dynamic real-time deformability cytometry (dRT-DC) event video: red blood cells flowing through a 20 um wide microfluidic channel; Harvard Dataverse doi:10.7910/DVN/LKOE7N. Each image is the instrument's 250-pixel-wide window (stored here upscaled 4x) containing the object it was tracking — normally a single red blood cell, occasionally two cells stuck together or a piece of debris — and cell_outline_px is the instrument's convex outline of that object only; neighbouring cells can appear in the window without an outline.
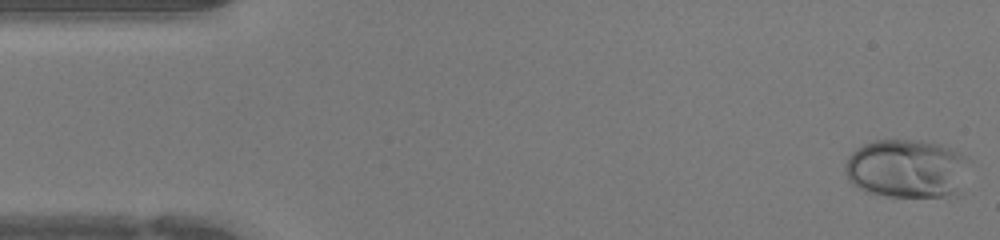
{"species": "human", "species_latin": "Homo sapiens", "temperature_condition": "warm", "stored_images_in_passage": 44, "camera_frame_rate_fps": 3000, "um_per_image_px": 0.085, "donor": {"sex": "female"}, "frame": {"image": 1, "passage_image": 1, "time_ms": 0.0, "image_size_px": [1000, 240], "cell_outline_px": [[964, 160], [960, 192], [956, 196], [888, 196], [864, 192], [852, 184], [848, 180], [844, 172], [844, 164], [848, 156], [856, 148], [864, 144], [876, 140], [916, 140], [940, 144], [960, 152], [964, 156]], "centroid_in_image_um": [76.97, 14.34], "position_along_channel_um": 8.0, "area_um2": 42.19}}
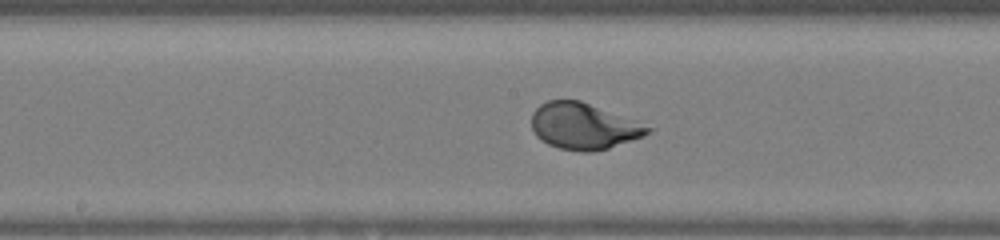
{"frame": {"image": 2, "passage_image": 22, "time_ms": 7.0, "image_size_px": [1000, 240], "cell_outline_px": [[656, 128], [644, 136], [608, 148], [592, 152], [580, 152], [560, 148], [548, 144], [540, 140], [536, 136], [532, 128], [532, 112], [540, 104], [548, 100], [580, 100]], "centroid_in_image_um": [49.61, 10.73], "position_along_channel_um": 198.6, "area_um2": 31.39}}
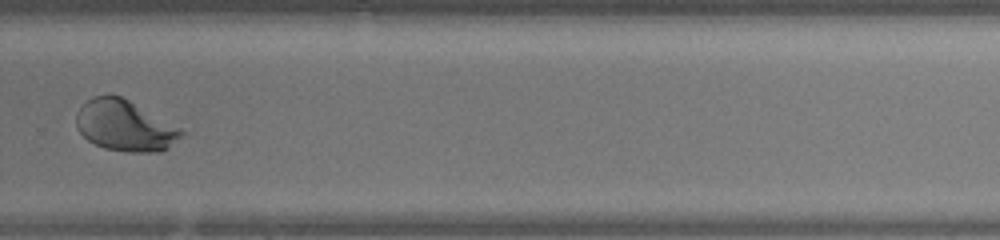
{"frame": {"image": 3, "passage_image": 30, "time_ms": 9.667, "image_size_px": [1000, 240], "cell_outline_px": [[188, 132], [164, 152], [128, 152], [104, 148], [88, 140], [76, 128], [76, 112], [88, 100], [96, 96], [120, 96], [128, 100]], "centroid_in_image_um": [10.65, 10.72], "position_along_channel_um": 319.1, "area_um2": 30.98}}